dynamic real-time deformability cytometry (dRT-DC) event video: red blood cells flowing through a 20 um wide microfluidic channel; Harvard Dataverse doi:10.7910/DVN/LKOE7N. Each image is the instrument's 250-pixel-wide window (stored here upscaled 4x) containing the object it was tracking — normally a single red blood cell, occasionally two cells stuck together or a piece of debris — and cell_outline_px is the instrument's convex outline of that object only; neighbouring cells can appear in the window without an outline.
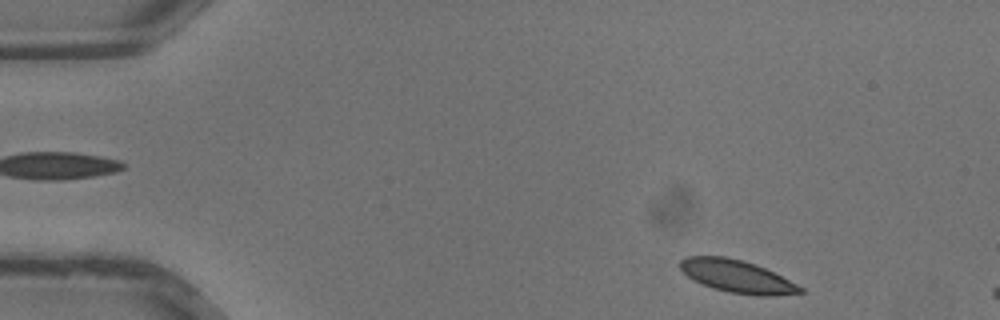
{"species": "common noctule bat (a hibernating species)", "species_latin": "Nyctalus noctula", "temperature_condition": "warm", "stored_images_in_passage": 6, "camera_frame_rate_fps": 3000, "um_per_image_px": 0.085, "animal": {"sex": "male", "body_mass_g": 13.3}, "frame": {"image": 1, "passage_image": 1, "time_ms": 0.0, "image_size_px": [1000, 320], "cell_outline_px": [[804, 292], [776, 296], [756, 296], [728, 292], [712, 288], [688, 276], [680, 268], [680, 260], [688, 256], [724, 256], [740, 260], [764, 268], [804, 288]], "centroid_in_image_um": [62.65, 23.51], "position_along_channel_um": 22.4, "area_um2": 22.43}}